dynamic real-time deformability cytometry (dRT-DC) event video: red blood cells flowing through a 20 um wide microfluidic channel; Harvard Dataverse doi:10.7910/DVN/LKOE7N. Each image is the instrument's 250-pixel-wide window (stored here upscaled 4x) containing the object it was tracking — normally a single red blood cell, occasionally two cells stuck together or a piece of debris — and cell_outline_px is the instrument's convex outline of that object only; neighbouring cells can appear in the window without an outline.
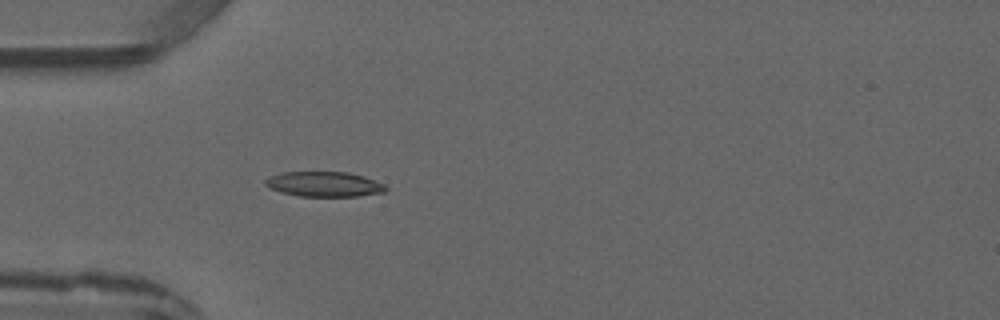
{"species": "common noctule bat (a hibernating species)", "species_latin": "Nyctalus noctula", "temperature_condition": "warm", "stored_images_in_passage": 3, "camera_frame_rate_fps": 3000, "um_per_image_px": 0.085, "animal": {"sex": "male", "forearm_length_mm": 52.5}, "frame": {"image": 1, "passage_image": 3, "time_ms": 3.333, "image_size_px": [1000, 320], "cell_outline_px": [[388, 188], [384, 192], [356, 196], [300, 196], [280, 192], [268, 188], [264, 184], [264, 180], [268, 176], [280, 172], [348, 172], [364, 176], [384, 184]], "centroid_in_image_um": [27.5, 15.65], "position_along_channel_um": 57.5, "area_um2": 17.69}}